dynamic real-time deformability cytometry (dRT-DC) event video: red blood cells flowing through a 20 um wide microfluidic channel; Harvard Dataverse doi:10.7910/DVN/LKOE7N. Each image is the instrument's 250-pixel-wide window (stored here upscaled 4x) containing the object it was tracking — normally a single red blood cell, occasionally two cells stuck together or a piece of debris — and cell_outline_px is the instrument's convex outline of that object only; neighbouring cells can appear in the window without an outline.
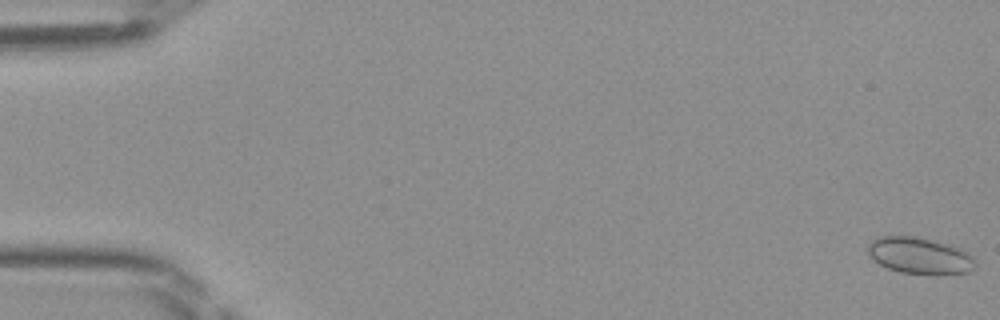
{"species": "Egyptian fruit bat (a non-hibernating species)", "species_latin": "Rousettus aegyptiacus", "temperature_condition": "room temperature", "stored_images_in_passage": 14, "camera_frame_rate_fps": 3000, "um_per_image_px": 0.085, "frame": {"image": 1, "passage_image": 1, "time_ms": 0.0, "image_size_px": [1000, 320], "cell_outline_px": [[976, 264], [968, 272], [900, 272], [888, 268], [880, 264], [868, 256], [868, 244], [872, 240], [880, 236], [916, 236], [948, 244], [960, 248], [976, 260]], "centroid_in_image_um": [78.11, 21.68], "position_along_channel_um": 6.9, "area_um2": 22.14}}